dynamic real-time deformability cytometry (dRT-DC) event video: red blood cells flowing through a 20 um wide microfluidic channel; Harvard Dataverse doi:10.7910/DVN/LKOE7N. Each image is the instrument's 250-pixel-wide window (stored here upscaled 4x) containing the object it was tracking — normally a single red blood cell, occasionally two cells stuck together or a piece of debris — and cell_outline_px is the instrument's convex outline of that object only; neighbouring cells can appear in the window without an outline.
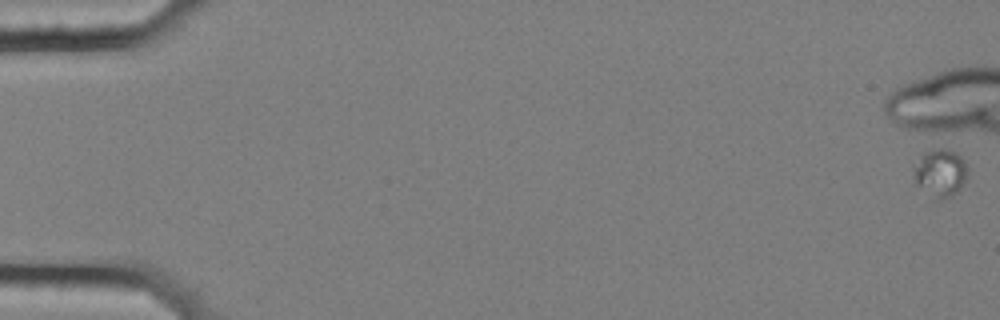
{"species": "common noctule bat (a hibernating species)", "species_latin": "Nyctalus noctula", "temperature_condition": "cold", "stored_images_in_passage": 1, "camera_frame_rate_fps": 3000, "um_per_image_px": 0.085, "animal": {"sex": "female", "body_mass_g": 25.1}, "frame": {"image": 1, "passage_image": 1, "time_ms": 0.0, "image_size_px": [1000, 320], "cell_outline_px": [[968, 176], [960, 188], [952, 196], [940, 200], [936, 200], [916, 184], [916, 168], [920, 156], [924, 152], [940, 148], [944, 148], [956, 152], [964, 160], [968, 168]], "centroid_in_image_um": [79.99, 14.7], "position_along_channel_um": 5.0, "area_um2": 14.8}}